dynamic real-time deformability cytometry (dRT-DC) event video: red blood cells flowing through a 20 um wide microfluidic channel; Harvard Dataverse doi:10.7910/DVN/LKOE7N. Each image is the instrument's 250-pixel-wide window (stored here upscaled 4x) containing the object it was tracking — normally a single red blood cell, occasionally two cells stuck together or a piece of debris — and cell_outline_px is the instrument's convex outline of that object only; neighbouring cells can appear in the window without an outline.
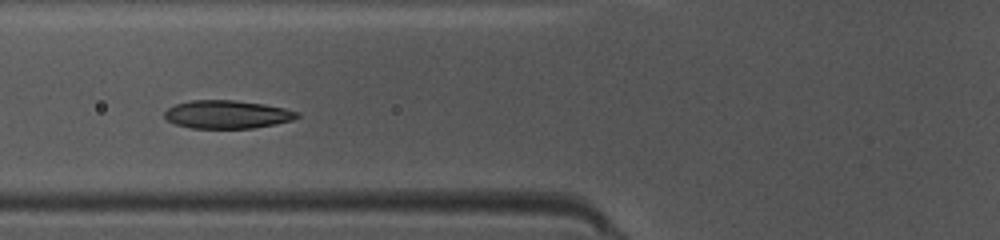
{"species": "common noctule bat (a hibernating species)", "species_latin": "Nyctalus noctula", "temperature_condition": "warm", "stored_images_in_passage": 35, "camera_frame_rate_fps": 3000, "um_per_image_px": 0.085, "animal": {"sex": "female", "body_mass_g": 10.0, "forearm_length_mm": 53.1}, "frame": {"image": 1, "passage_image": 6, "time_ms": 1.667, "image_size_px": [1000, 240], "cell_outline_px": [[300, 116], [292, 120], [276, 124], [252, 128], [192, 128], [176, 124], [168, 120], [164, 116], [164, 112], [168, 108], [176, 104], [192, 100], [236, 100], [264, 104], [284, 108], [300, 112]], "centroid_in_image_um": [19.33, 9.72], "position_along_channel_um": 106.5, "area_um2": 21.73}, "authors_computed_cell_mechanics": {"area_um2": 21.675, "velocity_mm_per_s": 4.1351, "shape_relaxation_time_tau1_ms": 1.6634, "shape_relaxation_time_tau2_ms": 3.4277, "deformation_change_tau1": 0.0939, "deformation_change_tau2": 0.067}}